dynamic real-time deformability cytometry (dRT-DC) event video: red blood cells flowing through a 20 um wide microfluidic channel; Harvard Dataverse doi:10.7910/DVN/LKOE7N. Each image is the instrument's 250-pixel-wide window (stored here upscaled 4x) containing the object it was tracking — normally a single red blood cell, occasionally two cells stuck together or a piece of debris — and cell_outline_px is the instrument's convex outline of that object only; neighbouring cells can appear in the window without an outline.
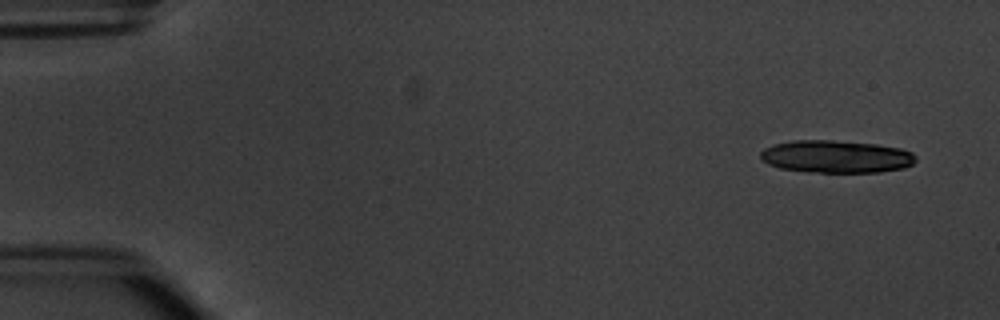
{"species": "common noctule bat (a hibernating species)", "species_latin": "Nyctalus noctula", "temperature_condition": "warm", "stored_images_in_passage": 5, "segment_of_instrument_passage": [1, 2], "camera_frame_rate_fps": 3000, "um_per_image_px": 0.085, "animal": {"sex": "male", "body_mass_g": 20.1, "forearm_length_mm": 53.5}, "frame": {"image": 1, "passage_image": 1, "time_ms": 0.0, "image_size_px": [1000, 320], "cell_outline_px": [[916, 160], [912, 164], [904, 168], [880, 172], [808, 172], [780, 168], [768, 164], [760, 160], [760, 152], [764, 148], [772, 144], [792, 140], [832, 140], [876, 144], [900, 148], [912, 152], [916, 156]], "centroid_in_image_um": [71.04, 13.31], "position_along_channel_um": 14.0, "area_um2": 29.71}}